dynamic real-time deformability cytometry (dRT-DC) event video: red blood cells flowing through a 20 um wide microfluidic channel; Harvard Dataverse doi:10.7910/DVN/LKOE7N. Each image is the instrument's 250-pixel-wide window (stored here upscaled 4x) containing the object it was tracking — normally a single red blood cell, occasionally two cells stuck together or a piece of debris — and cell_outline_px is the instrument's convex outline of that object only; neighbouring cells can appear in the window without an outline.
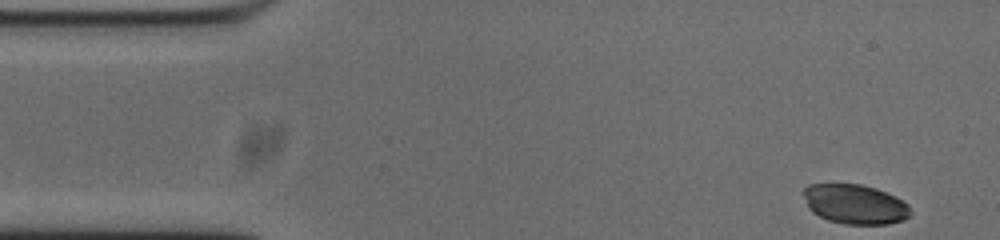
{"species": "common noctule bat (a hibernating species)", "species_latin": "Nyctalus noctula", "temperature_condition": "cold", "stored_images_in_passage": 52, "segment_of_instrument_passage": [1, 2], "camera_frame_rate_fps": 3000, "um_per_image_px": 0.085, "animal": {"sex": "male", "body_mass_g": 20.0, "forearm_length_mm": 53.3}, "frame": {"image": 1, "passage_image": 1, "time_ms": 0.0, "image_size_px": [1000, 240], "cell_outline_px": [[912, 212], [904, 220], [888, 224], [844, 224], [828, 220], [812, 212], [808, 208], [804, 196], [804, 188], [808, 184], [860, 184], [876, 188], [896, 196], [908, 204]], "centroid_in_image_um": [72.69, 17.35], "position_along_channel_um": 12.3, "area_um2": 24.8}}
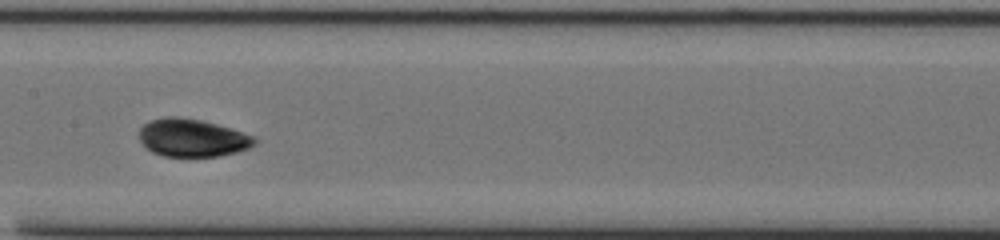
{"frame": {"image": 2, "passage_image": 23, "time_ms": 7.333, "image_size_px": [1000, 240], "cell_outline_px": [[256, 144], [248, 148], [236, 152], [220, 156], [164, 156], [152, 152], [140, 140], [140, 128], [148, 120], [168, 116], [176, 116], [200, 120], [232, 128], [256, 136]], "centroid_in_image_um": [16.37, 11.71], "position_along_channel_um": 191.0, "area_um2": 25.43}}
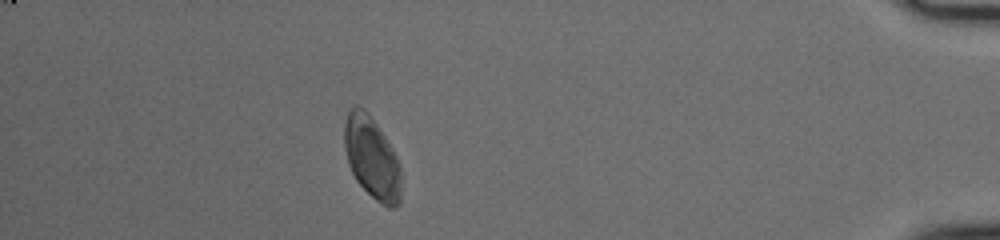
{"frame": {"image": 3, "passage_image": 45, "time_ms": 14.667, "image_size_px": [1000, 240], "cell_outline_px": [[400, 204], [396, 208], [388, 208], [376, 200], [356, 180], [348, 164], [344, 148], [344, 120], [348, 112], [356, 104], [360, 104], [368, 112], [392, 148], [396, 156], [400, 168]], "centroid_in_image_um": [31.59, 13.4], "position_along_channel_um": 403.6, "area_um2": 27.11}}